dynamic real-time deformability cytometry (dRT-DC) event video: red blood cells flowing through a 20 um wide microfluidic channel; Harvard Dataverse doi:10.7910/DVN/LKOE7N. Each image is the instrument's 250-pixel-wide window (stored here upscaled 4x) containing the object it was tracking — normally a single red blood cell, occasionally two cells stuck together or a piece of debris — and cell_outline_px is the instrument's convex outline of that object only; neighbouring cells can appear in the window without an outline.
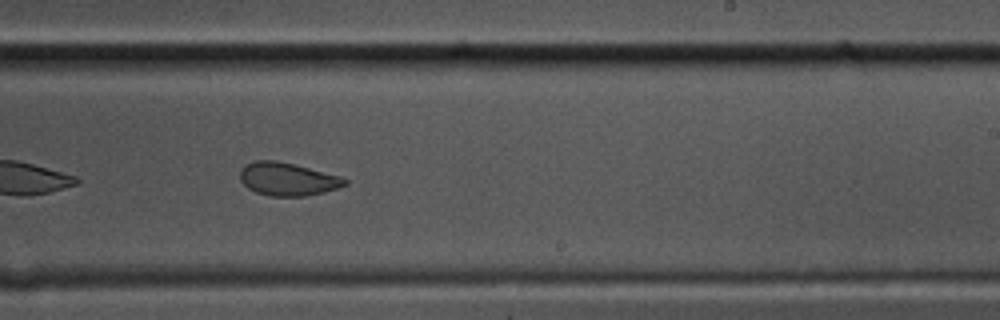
{"species": "common noctule bat (a hibernating species)", "species_latin": "Nyctalus noctula", "temperature_condition": "cold", "stored_images_in_passage": 42, "camera_frame_rate_fps": 3000, "um_per_image_px": 0.085, "animal": {"sex": "male", "body_mass_g": 17.5, "forearm_length_mm": 52.3}, "frame": {"image": 1, "passage_image": 19, "time_ms": 6.0, "image_size_px": [1000, 320], "cell_outline_px": [[348, 184], [324, 192], [304, 196], [268, 196], [256, 192], [248, 188], [240, 180], [240, 172], [244, 164], [256, 160], [276, 160], [340, 176], [348, 180]], "centroid_in_image_um": [24.42, 15.22], "position_along_channel_um": 264.6, "area_um2": 20.06}, "authors_computed_cell_mechanics": {"area_um2": 20.9814, "velocity_mm_per_s": 3.4622, "shape_relaxation_time_tau1_ms": null, "shape_relaxation_time_tau2_ms": 1.4258, "deformation_change_tau1": null, "deformation_change_tau2": 0.0529}}